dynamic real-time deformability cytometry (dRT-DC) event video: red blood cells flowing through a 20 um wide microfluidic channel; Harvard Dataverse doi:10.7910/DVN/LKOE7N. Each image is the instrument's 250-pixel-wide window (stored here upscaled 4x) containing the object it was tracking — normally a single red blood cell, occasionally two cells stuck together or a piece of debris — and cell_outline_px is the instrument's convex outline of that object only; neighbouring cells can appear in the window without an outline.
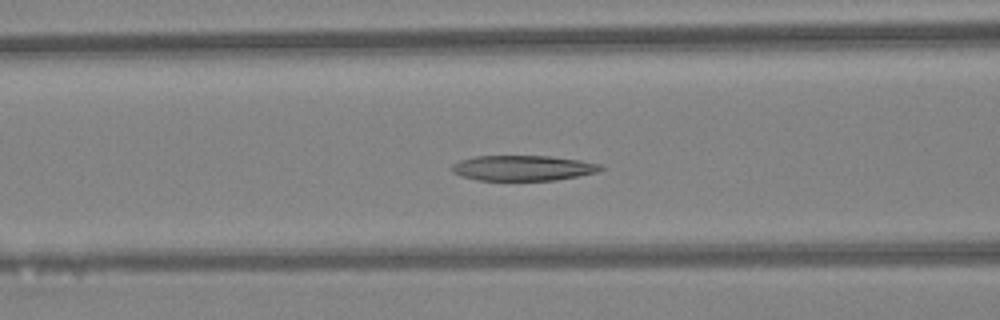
{"species": "Egyptian fruit bat (a non-hibernating species)", "species_latin": "Rousettus aegyptiacus", "temperature_condition": "warm", "stored_images_in_passage": 34, "camera_frame_rate_fps": 3000, "um_per_image_px": 0.085, "animal": {"sex": "female"}, "frame": {"image": 1, "passage_image": 6, "time_ms": 1.667, "image_size_px": [1000, 320], "cell_outline_px": [[604, 168], [596, 172], [556, 180], [476, 180], [460, 176], [452, 172], [452, 164], [460, 160], [476, 156], [552, 156], [580, 160], [600, 164]], "centroid_in_image_um": [44.42, 14.28], "position_along_channel_um": 122.2, "area_um2": 21.91}}
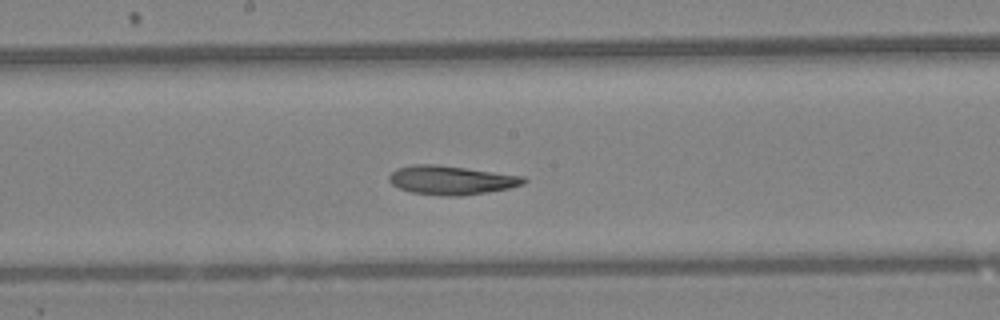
{"frame": {"image": 2, "passage_image": 12, "time_ms": 3.667, "image_size_px": [1000, 320], "cell_outline_px": [[528, 180], [524, 184], [508, 188], [488, 192], [460, 196], [440, 196], [412, 192], [400, 188], [392, 184], [388, 180], [388, 176], [396, 168], [412, 164], [432, 164], [464, 168], [524, 176]], "centroid_in_image_um": [38.34, 15.31], "position_along_channel_um": 209.9, "area_um2": 22.6}}
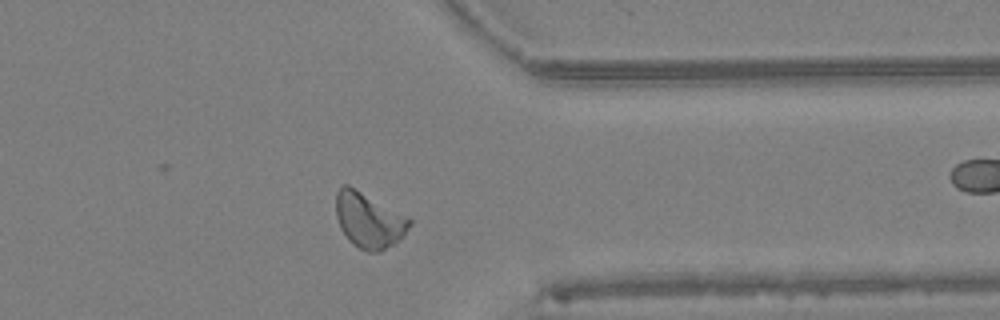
{"frame": {"image": 3, "passage_image": 24, "time_ms": 7.667, "image_size_px": [1000, 320], "cell_outline_px": [[412, 224], [404, 236], [380, 252], [368, 252], [352, 244], [348, 240], [340, 228], [336, 216], [336, 192], [344, 184], [348, 184], [408, 216], [412, 220]], "centroid_in_image_um": [31.36, 18.72], "position_along_channel_um": 380.0, "area_um2": 23.87}, "authors_computed_cell_mechanics": {"area_um2": 22.4264, "velocity_mm_per_s": 4.4101, "shape_relaxation_time_tau1_ms": 10.6554, "shape_relaxation_time_tau2_ms": 5.1662, "deformation_change_tau1": 0.2442, "deformation_change_tau2": 0.1452}}